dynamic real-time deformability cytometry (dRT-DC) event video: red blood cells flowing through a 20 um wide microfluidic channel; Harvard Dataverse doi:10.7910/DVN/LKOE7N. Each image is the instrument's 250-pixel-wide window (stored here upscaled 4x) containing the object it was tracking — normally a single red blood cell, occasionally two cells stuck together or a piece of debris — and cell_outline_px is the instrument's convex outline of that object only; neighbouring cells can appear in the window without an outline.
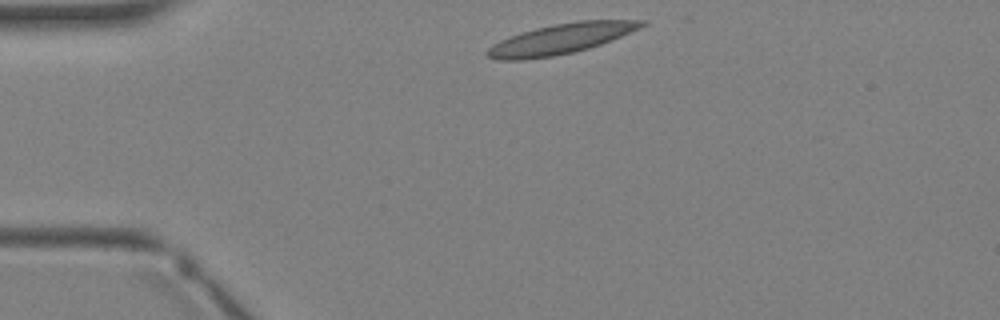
{"species": "Egyptian fruit bat (a non-hibernating species)", "species_latin": "Rousettus aegyptiacus", "temperature_condition": "warm", "stored_images_in_passage": 2, "camera_frame_rate_fps": 3000, "um_per_image_px": 0.085, "animal": {"sex": "female"}, "frame": {"image": 1, "passage_image": 1, "time_ms": 0.0, "image_size_px": [1000, 320], "cell_outline_px": [[648, 24], [640, 28], [612, 40], [588, 48], [572, 52], [552, 56], [520, 60], [496, 60], [488, 56], [484, 52], [492, 44], [500, 40], [536, 28], [556, 24], [580, 20], [648, 20]], "centroid_in_image_um": [47.69, 3.3], "position_along_channel_um": 37.3, "area_um2": 26.88}}
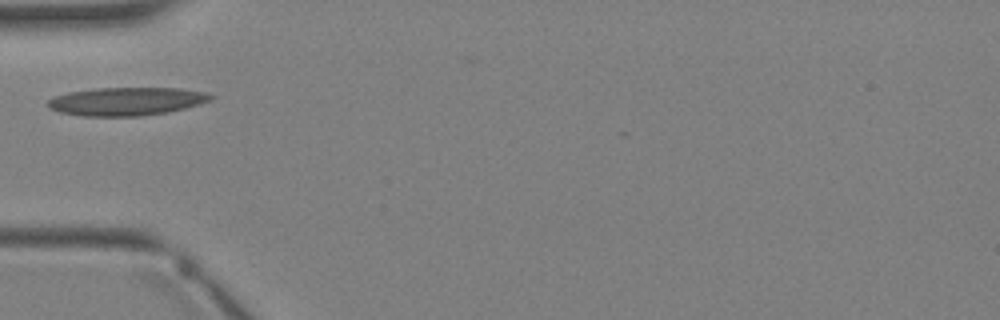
{"frame": {"image": 2, "passage_image": 2, "time_ms": 1.333, "image_size_px": [1000, 320], "cell_outline_px": [[216, 96], [200, 104], [168, 112], [140, 116], [84, 116], [60, 112], [48, 108], [44, 104], [48, 100], [56, 96], [68, 92], [96, 88], [176, 88], [208, 92]], "centroid_in_image_um": [10.73, 8.61], "position_along_channel_um": 74.3, "area_um2": 26.82}}